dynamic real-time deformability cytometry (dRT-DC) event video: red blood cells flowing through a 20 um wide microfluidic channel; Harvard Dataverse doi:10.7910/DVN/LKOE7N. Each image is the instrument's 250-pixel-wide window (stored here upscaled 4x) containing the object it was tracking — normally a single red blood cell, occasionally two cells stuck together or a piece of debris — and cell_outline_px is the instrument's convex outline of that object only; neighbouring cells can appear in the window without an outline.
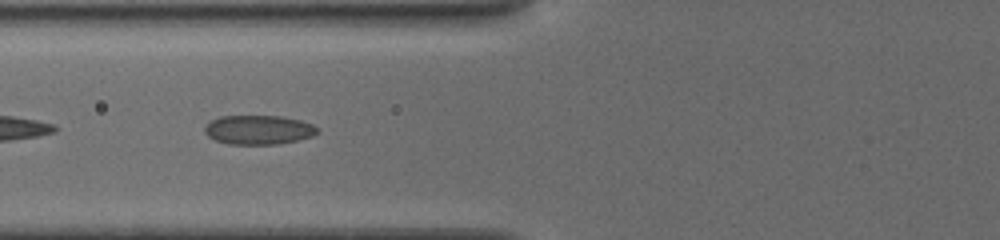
{"species": "common noctule bat (a hibernating species)", "species_latin": "Nyctalus noctula", "temperature_condition": "cold", "stored_images_in_passage": 17, "camera_frame_rate_fps": 3000, "um_per_image_px": 0.085, "animal": {"sex": "female", "body_mass_g": 19.5, "forearm_length_mm": 54.1}, "frame": {"image": 1, "passage_image": 15, "time_ms": 7.333, "image_size_px": [1000, 240], "cell_outline_px": [[320, 132], [312, 136], [280, 144], [228, 144], [216, 140], [208, 136], [204, 132], [204, 128], [212, 120], [220, 116], [280, 116], [300, 120], [312, 124], [320, 128]], "centroid_in_image_um": [22.01, 11.03], "position_along_channel_um": 103.8, "area_um2": 19.19}}